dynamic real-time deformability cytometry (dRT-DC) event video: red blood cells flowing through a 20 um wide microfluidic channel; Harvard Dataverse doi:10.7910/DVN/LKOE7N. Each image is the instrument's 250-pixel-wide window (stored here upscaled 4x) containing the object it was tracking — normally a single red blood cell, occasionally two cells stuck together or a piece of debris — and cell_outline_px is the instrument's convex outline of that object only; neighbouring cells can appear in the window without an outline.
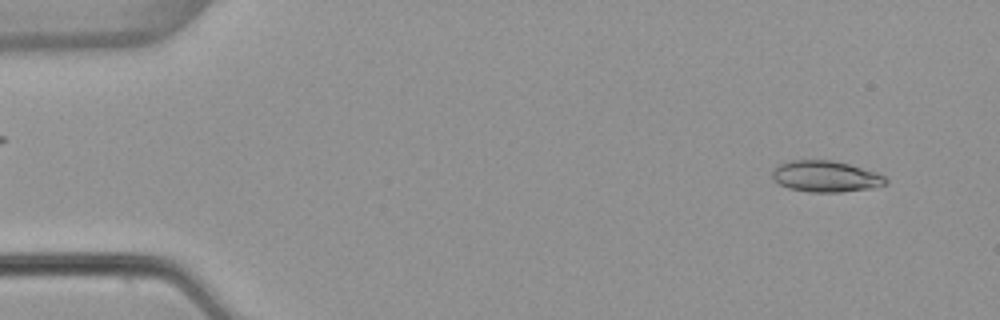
{"species": "common noctule bat (a hibernating species)", "species_latin": "Nyctalus noctula", "temperature_condition": "warm", "stored_images_in_passage": 52, "camera_frame_rate_fps": 3000, "um_per_image_px": 0.085, "animal": {"sex": "female", "body_mass_g": 22.7, "forearm_length_mm": 54.2}, "frame": {"image": 1, "passage_image": 3, "time_ms": 0.667, "image_size_px": [1000, 320], "cell_outline_px": [[888, 184], [872, 188], [840, 192], [808, 192], [788, 188], [780, 184], [772, 176], [772, 172], [780, 164], [792, 160], [832, 160], [848, 164], [876, 172], [884, 176], [888, 180]], "centroid_in_image_um": [70.22, 15.0], "position_along_channel_um": 14.8, "area_um2": 20.52}}
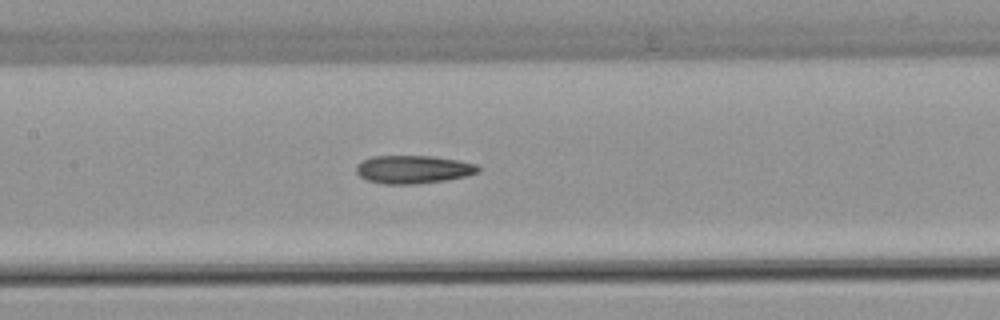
{"frame": {"image": 2, "passage_image": 24, "time_ms": 7.667, "image_size_px": [1000, 320], "cell_outline_px": [[480, 172], [468, 176], [444, 180], [412, 184], [384, 184], [368, 180], [360, 176], [356, 172], [356, 164], [372, 156], [432, 156], [456, 160], [476, 164], [480, 168]], "centroid_in_image_um": [35.13, 14.4], "position_along_channel_um": 172.3, "area_um2": 19.88}}
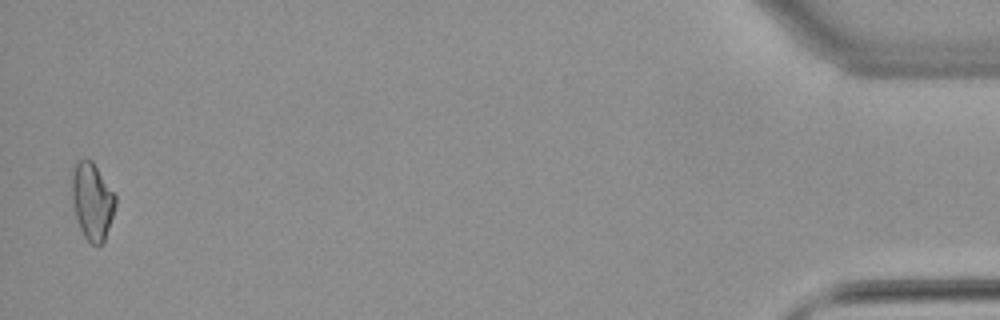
{"frame": {"image": 3, "passage_image": 51, "time_ms": 16.667, "image_size_px": [1000, 320], "cell_outline_px": [[116, 204], [104, 240], [100, 244], [92, 244], [84, 236], [80, 228], [76, 216], [72, 200], [72, 168], [76, 160], [92, 160], [116, 196]], "centroid_in_image_um": [7.82, 17.06], "position_along_channel_um": 427.4, "area_um2": 19.25}, "authors_computed_cell_mechanics": {"area_um2": 19.4497, "velocity_mm_per_s": 3.8605, "shape_relaxation_time_tau1_ms": null, "shape_relaxation_time_tau2_ms": 9.9282, "deformation_change_tau1": null, "deformation_change_tau2": 0.2273}}